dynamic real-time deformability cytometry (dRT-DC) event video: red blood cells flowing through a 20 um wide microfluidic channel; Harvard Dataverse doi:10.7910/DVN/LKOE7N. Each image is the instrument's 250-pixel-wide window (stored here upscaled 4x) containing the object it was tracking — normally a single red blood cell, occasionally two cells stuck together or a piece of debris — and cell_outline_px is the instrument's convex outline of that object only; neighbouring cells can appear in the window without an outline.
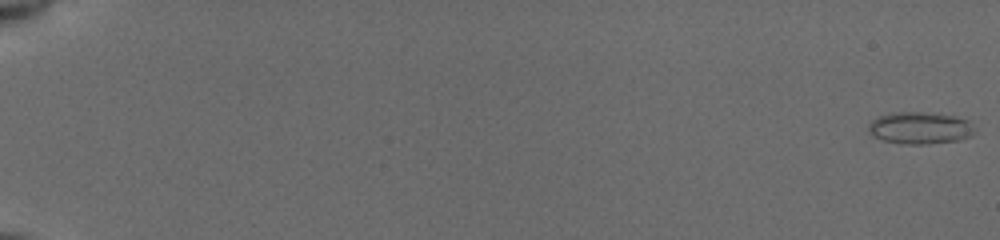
{"species": "common noctule bat (a hibernating species)", "species_latin": "Nyctalus noctula", "temperature_condition": "cold", "stored_images_in_passage": 9, "camera_frame_rate_fps": 3000, "um_per_image_px": 0.085, "animal": {"sex": "female", "body_mass_g": 19.5, "forearm_length_mm": 54.1}, "frame": {"image": 1, "passage_image": 1, "time_ms": 0.0, "image_size_px": [1000, 240], "cell_outline_px": [[976, 128], [972, 136], [956, 140], [928, 144], [900, 144], [884, 140], [872, 136], [868, 132], [868, 124], [872, 120], [880, 116], [896, 112], [924, 112], [956, 116], [968, 120]], "centroid_in_image_um": [78.2, 10.88], "position_along_channel_um": 6.8, "area_um2": 19.94}}